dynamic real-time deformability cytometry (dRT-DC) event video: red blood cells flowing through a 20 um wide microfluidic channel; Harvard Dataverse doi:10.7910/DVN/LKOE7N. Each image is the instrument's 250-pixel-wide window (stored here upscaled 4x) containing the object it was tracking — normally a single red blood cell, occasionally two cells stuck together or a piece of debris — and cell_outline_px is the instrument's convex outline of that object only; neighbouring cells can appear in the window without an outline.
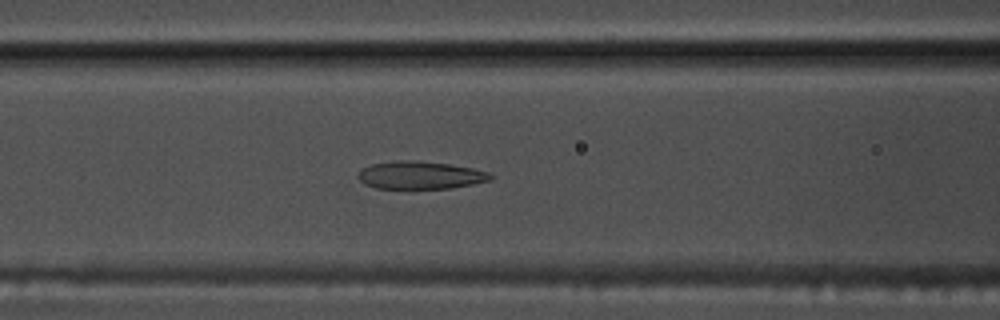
{"species": "common noctule bat (a hibernating species)", "species_latin": "Nyctalus noctula", "temperature_condition": "warm", "stored_images_in_passage": 53, "camera_frame_rate_fps": 3000, "um_per_image_px": 0.085, "animal": {"sex": "male", "body_mass_g": 17.5, "forearm_length_mm": 52.3}, "frame": {"image": 1, "passage_image": 22, "time_ms": 7.0, "image_size_px": [1000, 320], "cell_outline_px": [[496, 176], [492, 180], [452, 188], [376, 188], [364, 184], [356, 176], [364, 168], [372, 164], [400, 160], [412, 160], [448, 164], [472, 168], [488, 172]], "centroid_in_image_um": [35.76, 14.89], "position_along_channel_um": 130.8, "area_um2": 21.27}}
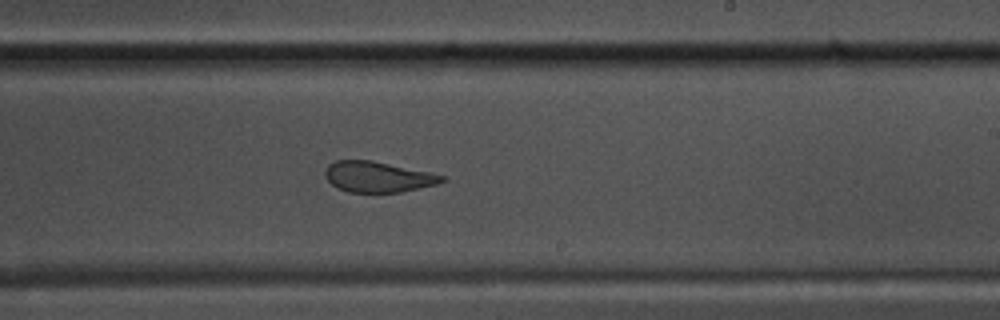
{"frame": {"image": 2, "passage_image": 32, "time_ms": 10.333, "image_size_px": [1000, 320], "cell_outline_px": [[448, 180], [436, 184], [400, 192], [348, 192], [336, 188], [324, 176], [324, 172], [328, 164], [336, 160], [372, 160], [428, 172], [444, 176]], "centroid_in_image_um": [32.07, 15.03], "position_along_channel_um": 256.9, "area_um2": 20.81}}
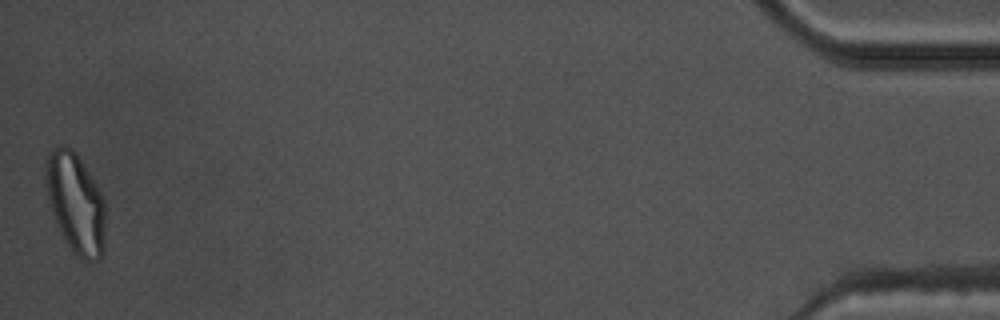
{"frame": {"image": 3, "passage_image": 53, "time_ms": 17.333, "image_size_px": [1000, 320], "cell_outline_px": [[104, 252], [100, 260], [84, 260], [76, 256], [72, 252], [64, 240], [52, 212], [48, 200], [44, 164], [48, 152], [52, 148], [60, 144], [64, 144], [72, 148], [76, 152], [100, 192], [104, 200]], "centroid_in_image_um": [6.4, 17.25], "position_along_channel_um": 428.8, "area_um2": 34.97}, "authors_computed_cell_mechanics": {"area_um2": 25.721, "velocity_mm_per_s": 3.7919, "shape_relaxation_time_tau1_ms": 5.6037, "shape_relaxation_time_tau2_ms": 1.4142, "deformation_change_tau1": 0.2058, "deformation_change_tau2": 0.0988}}